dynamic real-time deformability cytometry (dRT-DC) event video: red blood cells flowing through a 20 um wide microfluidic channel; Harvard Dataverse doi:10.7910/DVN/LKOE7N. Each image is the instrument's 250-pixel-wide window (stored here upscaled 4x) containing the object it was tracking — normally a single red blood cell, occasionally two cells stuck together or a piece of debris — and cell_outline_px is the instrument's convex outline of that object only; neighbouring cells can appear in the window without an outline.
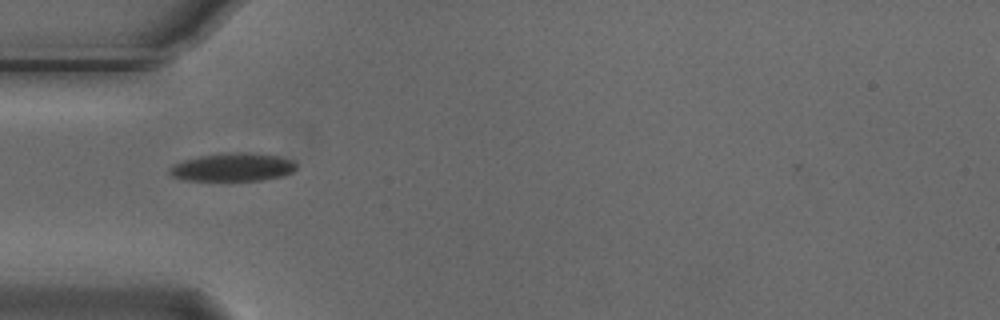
{"species": "Egyptian fruit bat (a non-hibernating species)", "species_latin": "Rousettus aegyptiacus", "temperature_condition": "cold", "stored_images_in_passage": 6, "camera_frame_rate_fps": 3000, "um_per_image_px": 0.085, "animal": {"sex": "male"}, "frame": {"image": 1, "passage_image": 4, "time_ms": 1.0, "image_size_px": [1000, 320], "cell_outline_px": [[296, 168], [292, 172], [280, 176], [260, 180], [184, 180], [172, 176], [168, 172], [168, 168], [172, 164], [184, 160], [200, 156], [220, 152], [248, 152], [280, 156], [292, 160], [296, 164]], "centroid_in_image_um": [19.75, 14.19], "position_along_channel_um": 65.3, "area_um2": 20.92}}
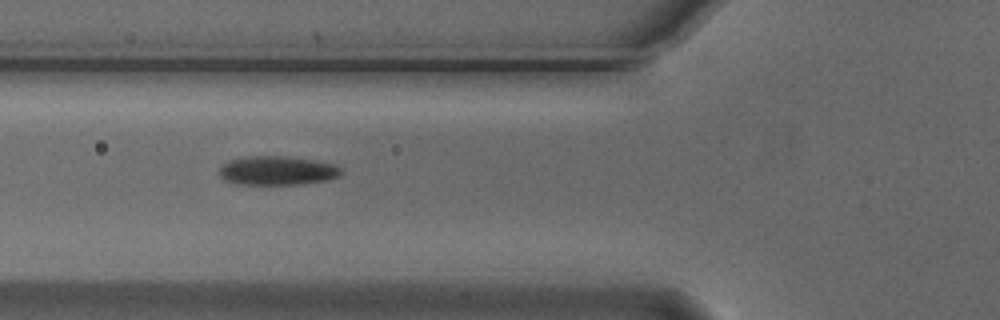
{"frame": {"image": 2, "passage_image": 5, "time_ms": 1.333, "image_size_px": [1000, 320], "cell_outline_px": [[344, 172], [340, 176], [328, 180], [304, 184], [236, 184], [224, 180], [220, 176], [220, 164], [228, 160], [248, 156], [288, 156], [336, 164]], "centroid_in_image_um": [23.57, 14.5], "position_along_channel_um": 102.2, "area_um2": 20.87}}
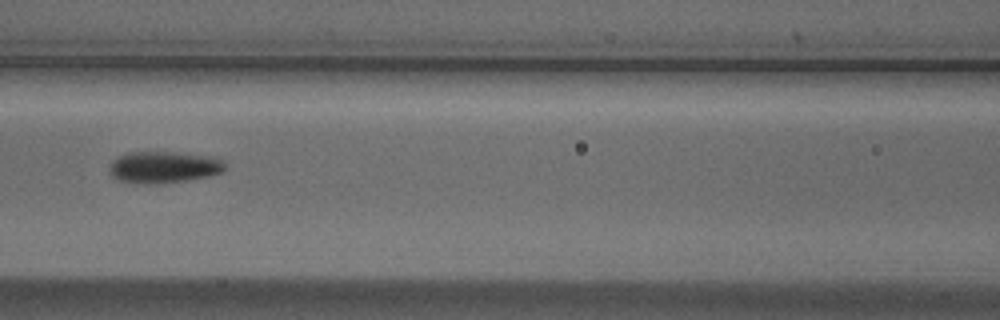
{"frame": {"image": 3, "passage_image": 6, "time_ms": 1.667, "image_size_px": [1000, 320], "cell_outline_px": [[224, 172], [208, 176], [188, 180], [148, 184], [120, 180], [112, 176], [108, 168], [112, 160], [128, 152], [172, 152], [212, 156], [224, 160]], "centroid_in_image_um": [13.93, 14.19], "position_along_channel_um": 152.7, "area_um2": 21.21}}